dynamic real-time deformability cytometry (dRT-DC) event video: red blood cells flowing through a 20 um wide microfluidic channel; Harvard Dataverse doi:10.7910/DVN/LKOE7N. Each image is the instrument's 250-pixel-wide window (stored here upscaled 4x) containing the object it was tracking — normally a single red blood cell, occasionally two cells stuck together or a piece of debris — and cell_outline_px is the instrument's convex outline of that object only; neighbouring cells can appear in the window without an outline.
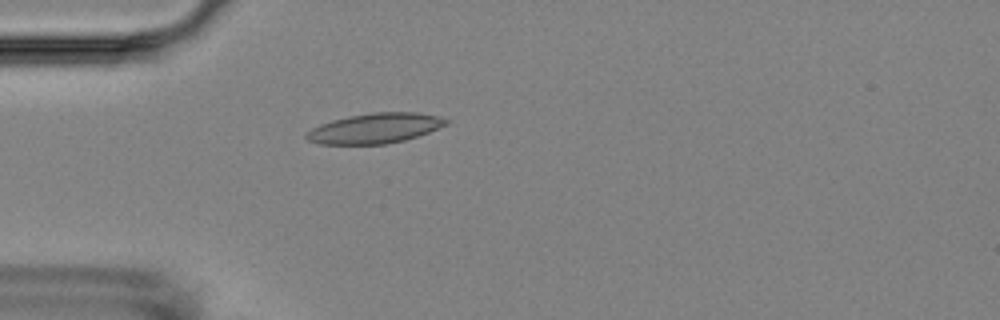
{"species": "Egyptian fruit bat (a non-hibernating species)", "species_latin": "Rousettus aegyptiacus", "temperature_condition": "room temperature", "stored_images_in_passage": 4, "camera_frame_rate_fps": 3000, "um_per_image_px": 0.085, "animal": {"sex": "female"}, "frame": {"image": 1, "passage_image": 4, "time_ms": 4.333, "image_size_px": [1000, 320], "cell_outline_px": [[452, 120], [448, 124], [428, 132], [404, 140], [384, 144], [316, 144], [308, 140], [304, 136], [312, 128], [320, 124], [332, 120], [348, 116], [372, 112], [416, 112], [440, 116]], "centroid_in_image_um": [31.89, 10.89], "position_along_channel_um": 53.1, "area_um2": 24.57}}